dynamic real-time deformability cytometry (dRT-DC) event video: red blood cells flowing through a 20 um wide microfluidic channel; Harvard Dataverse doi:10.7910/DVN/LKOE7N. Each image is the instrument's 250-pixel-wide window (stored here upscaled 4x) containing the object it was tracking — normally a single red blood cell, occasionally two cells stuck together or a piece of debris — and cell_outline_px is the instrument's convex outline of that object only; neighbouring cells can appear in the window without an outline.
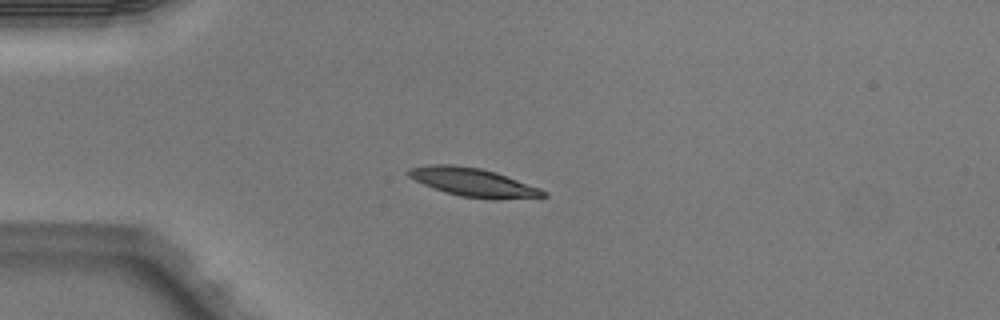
{"species": "Egyptian fruit bat (a non-hibernating species)", "species_latin": "Rousettus aegyptiacus", "temperature_condition": "warm", "stored_images_in_passage": 5, "camera_frame_rate_fps": 3000, "um_per_image_px": 0.085, "animal": {"sex": "male"}, "frame": {"image": 1, "passage_image": 3, "time_ms": 0.667, "image_size_px": [1000, 320], "cell_outline_px": [[548, 196], [496, 200], [492, 200], [460, 196], [444, 192], [432, 188], [408, 176], [408, 168], [432, 164], [452, 164], [480, 168], [496, 172], [540, 188], [548, 192]], "centroid_in_image_um": [40.24, 15.5], "position_along_channel_um": 44.8, "area_um2": 22.48}}